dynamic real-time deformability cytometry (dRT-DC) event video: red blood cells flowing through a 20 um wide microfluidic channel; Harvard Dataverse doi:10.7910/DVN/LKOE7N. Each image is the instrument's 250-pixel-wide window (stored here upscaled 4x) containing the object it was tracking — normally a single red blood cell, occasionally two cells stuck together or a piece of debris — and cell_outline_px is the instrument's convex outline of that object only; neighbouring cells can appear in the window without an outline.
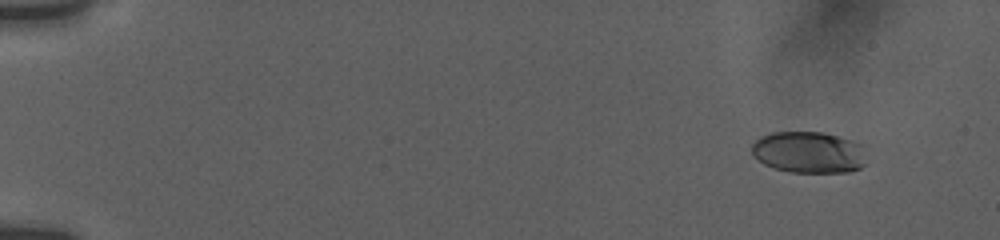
{"species": "human", "species_latin": "Homo sapiens", "temperature_condition": "room temperature", "stored_images_in_passage": 57, "camera_frame_rate_fps": 3000, "um_per_image_px": 0.085, "donor": {"sex": "female"}, "frame": {"image": 1, "passage_image": 6, "time_ms": 1.667, "image_size_px": [1000, 240], "cell_outline_px": [[864, 164], [860, 168], [848, 172], [792, 172], [776, 168], [764, 164], [752, 152], [752, 144], [760, 136], [772, 132], [824, 132], [852, 140], [860, 144]], "centroid_in_image_um": [68.72, 12.93], "position_along_channel_um": 16.3, "area_um2": 27.4}}
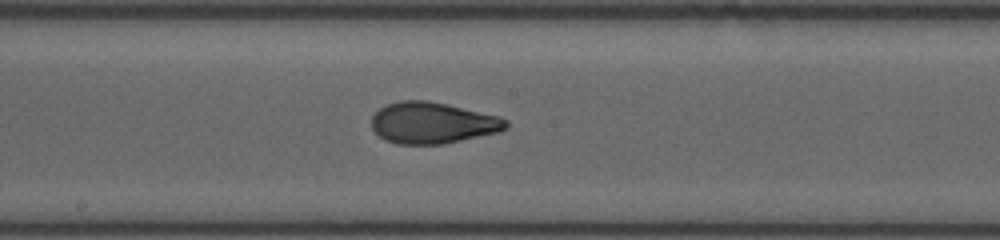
{"frame": {"image": 2, "passage_image": 33, "time_ms": 10.667, "image_size_px": [1000, 240], "cell_outline_px": [[508, 128], [500, 132], [444, 144], [396, 144], [384, 140], [372, 128], [372, 116], [380, 108], [388, 104], [400, 100], [424, 100], [448, 104], [496, 116], [508, 120]], "centroid_in_image_um": [36.77, 10.45], "position_along_channel_um": 211.4, "area_um2": 32.37}}
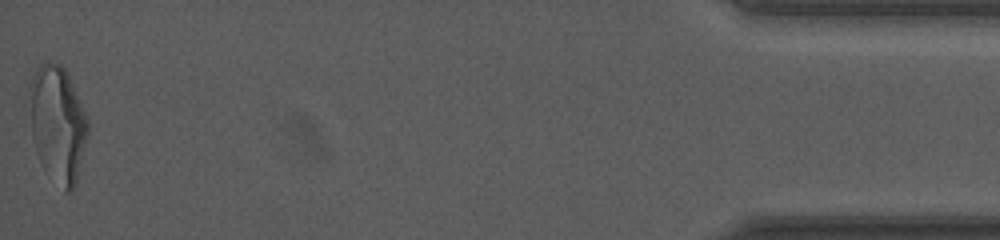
{"frame": {"image": 3, "passage_image": 57, "time_ms": 18.667, "image_size_px": [1000, 240], "cell_outline_px": [[88, 132], [76, 184], [68, 192], [64, 192], [40, 164], [36, 152], [32, 136], [28, 88], [36, 68], [40, 64], [60, 64], [64, 68], [88, 116]], "centroid_in_image_um": [4.89, 10.55], "position_along_channel_um": 430.3, "area_um2": 39.42}, "authors_computed_cell_mechanics": {"area_um2": 31.7322, "velocity_mm_per_s": 3.7854, "shape_relaxation_time_tau1_ms": 6.8118, "shape_relaxation_time_tau2_ms": 1.321, "deformation_change_tau1": 0.22, "deformation_change_tau2": 0.0707}}